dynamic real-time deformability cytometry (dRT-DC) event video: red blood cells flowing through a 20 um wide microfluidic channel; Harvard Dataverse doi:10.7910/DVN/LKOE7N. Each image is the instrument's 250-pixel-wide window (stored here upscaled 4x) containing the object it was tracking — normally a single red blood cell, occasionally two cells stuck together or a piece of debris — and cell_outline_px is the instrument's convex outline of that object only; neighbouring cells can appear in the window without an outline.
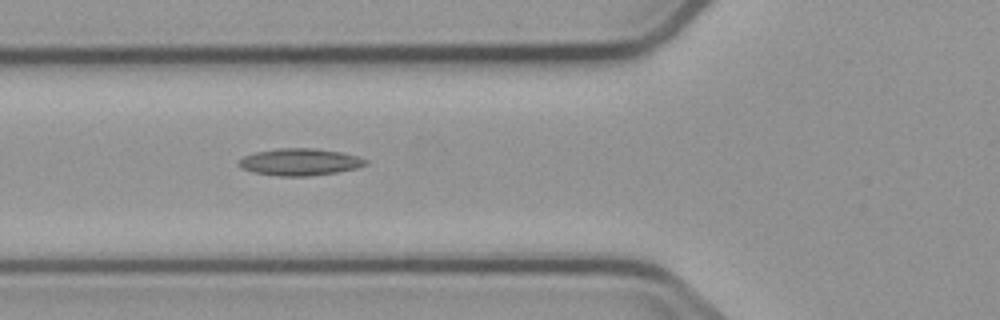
{"species": "common noctule bat (a hibernating species)", "species_latin": "Nyctalus noctula", "temperature_condition": "cold", "stored_images_in_passage": 3, "camera_frame_rate_fps": 3000, "um_per_image_px": 0.085, "animal": {"sex": "male", "body_mass_g": 23.1, "forearm_length_mm": 52.7}, "frame": {"image": 1, "passage_image": 3, "time_ms": 5.667, "image_size_px": [1000, 320], "cell_outline_px": [[368, 164], [356, 168], [336, 172], [308, 176], [280, 176], [256, 172], [244, 168], [236, 164], [244, 156], [256, 152], [280, 148], [316, 148], [340, 152], [356, 156], [368, 160]], "centroid_in_image_um": [25.51, 13.76], "position_along_channel_um": 100.3, "area_um2": 19.65}}